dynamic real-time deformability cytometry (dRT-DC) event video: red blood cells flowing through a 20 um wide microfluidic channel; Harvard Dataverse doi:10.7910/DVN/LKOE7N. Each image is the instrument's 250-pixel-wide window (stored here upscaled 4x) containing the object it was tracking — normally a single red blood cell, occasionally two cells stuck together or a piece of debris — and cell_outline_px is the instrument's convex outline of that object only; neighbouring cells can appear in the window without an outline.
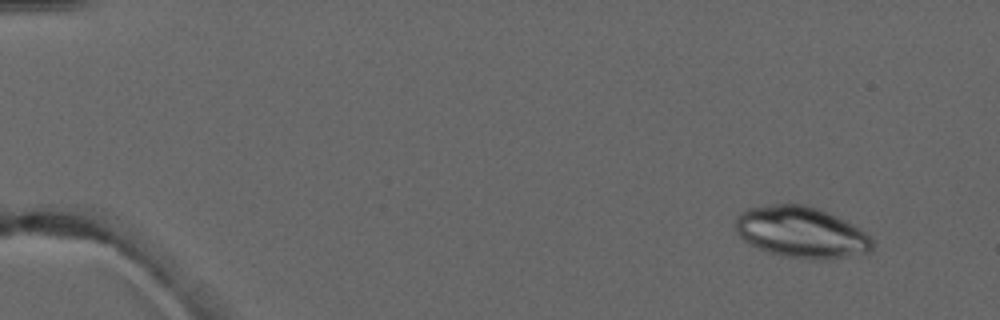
{"species": "common noctule bat (a hibernating species)", "species_latin": "Nyctalus noctula", "temperature_condition": "warm", "stored_images_in_passage": 4, "camera_frame_rate_fps": 3000, "um_per_image_px": 0.085, "animal": {"sex": "male", "forearm_length_mm": 52.5}, "frame": {"image": 1, "passage_image": 1, "time_ms": 0.0, "image_size_px": [1000, 320], "cell_outline_px": [[876, 244], [872, 252], [832, 260], [812, 260], [780, 256], [768, 252], [748, 244], [736, 232], [736, 216], [740, 212], [748, 208], [772, 204], [808, 204], [828, 212], [860, 228]], "centroid_in_image_um": [68.13, 19.77], "position_along_channel_um": 16.9, "area_um2": 41.56}}